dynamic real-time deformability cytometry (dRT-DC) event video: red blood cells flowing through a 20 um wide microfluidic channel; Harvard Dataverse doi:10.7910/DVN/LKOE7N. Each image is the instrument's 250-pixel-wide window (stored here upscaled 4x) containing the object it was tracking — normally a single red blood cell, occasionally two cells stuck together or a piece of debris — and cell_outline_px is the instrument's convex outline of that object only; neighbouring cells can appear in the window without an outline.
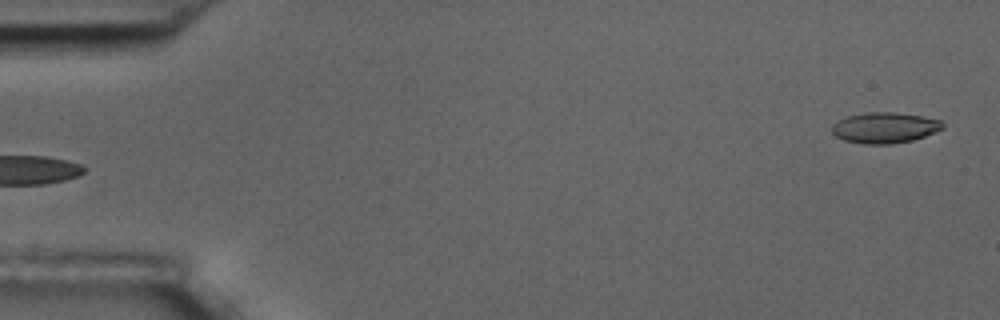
{"species": "common noctule bat (a hibernating species)", "species_latin": "Nyctalus noctula", "temperature_condition": "room temperature", "stored_images_in_passage": 5, "segment_of_instrument_passage": [2, 2], "camera_frame_rate_fps": 3000, "um_per_image_px": 0.085, "animal": {"sex": "male", "body_mass_g": 17.5, "forearm_length_mm": 52.3}, "frame": {"image": 1, "passage_image": 5, "time_ms": 5.333, "image_size_px": [1000, 320], "cell_outline_px": [[944, 128], [924, 136], [912, 140], [892, 144], [864, 144], [844, 140], [836, 136], [832, 132], [832, 124], [848, 116], [868, 112], [896, 112], [920, 116], [940, 120], [944, 124]], "centroid_in_image_um": [75.2, 10.86], "position_along_channel_um": 9.8, "area_um2": 19.71}}